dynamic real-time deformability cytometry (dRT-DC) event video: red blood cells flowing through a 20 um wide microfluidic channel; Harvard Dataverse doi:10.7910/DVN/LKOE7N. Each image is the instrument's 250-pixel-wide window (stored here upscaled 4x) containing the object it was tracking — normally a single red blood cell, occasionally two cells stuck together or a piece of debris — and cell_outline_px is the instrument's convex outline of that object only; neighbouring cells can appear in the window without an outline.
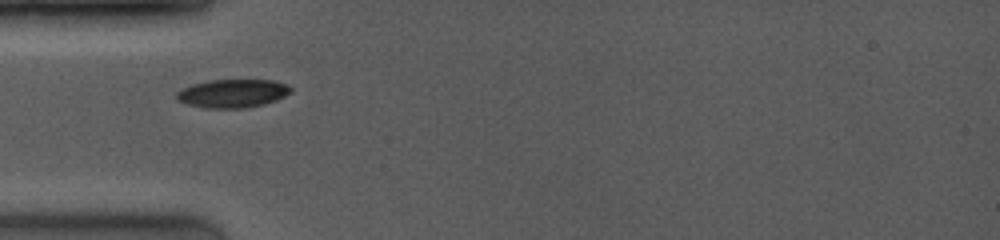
{"species": "common noctule bat (a hibernating species)", "species_latin": "Nyctalus noctula", "temperature_condition": "room temperature", "stored_images_in_passage": 68, "camera_frame_rate_fps": 4000, "um_per_image_px": 0.085, "animal": {"sex": "female", "body_mass_g": 19.0, "forearm_length_mm": 53.3}, "frame": {"image": 1, "passage_image": 1, "time_ms": 0.0, "image_size_px": [1000, 240], "cell_outline_px": [[292, 92], [276, 100], [264, 104], [248, 108], [204, 108], [188, 104], [176, 100], [176, 92], [192, 84], [208, 80], [272, 80], [288, 84], [292, 88]], "centroid_in_image_um": [19.78, 7.94], "position_along_channel_um": 65.2, "area_um2": 19.02}}
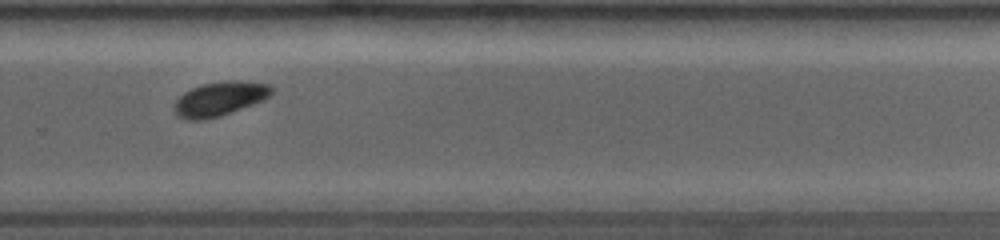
{"frame": {"image": 2, "passage_image": 38, "time_ms": 6.0, "image_size_px": [1000, 240], "cell_outline_px": [[272, 92], [264, 100], [220, 116], [204, 120], [184, 120], [176, 116], [172, 108], [176, 100], [184, 92], [192, 88], [204, 84], [228, 80], [236, 80], [268, 84], [272, 88]], "centroid_in_image_um": [18.62, 8.42], "position_along_channel_um": 311.2, "area_um2": 19.42}}
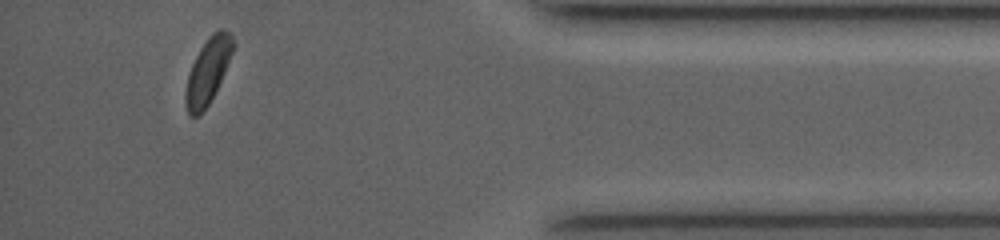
{"frame": {"image": 3, "passage_image": 62, "time_ms": 9.25, "image_size_px": [1000, 240], "cell_outline_px": [[236, 44], [224, 72], [208, 104], [196, 116], [188, 116], [184, 104], [184, 92], [188, 76], [192, 64], [200, 48], [212, 32], [220, 28], [224, 28], [232, 36]], "centroid_in_image_um": [17.65, 6.0], "position_along_channel_um": 417.5, "area_um2": 17.92}, "authors_computed_cell_mechanics": {"area_um2": 19.3341, "velocity_mm_per_s": 4.1142, "shape_relaxation_time_tau1_ms": 1.1487, "shape_relaxation_time_tau2_ms": null, "deformation_change_tau1": 0.0843, "deformation_change_tau2": null}}